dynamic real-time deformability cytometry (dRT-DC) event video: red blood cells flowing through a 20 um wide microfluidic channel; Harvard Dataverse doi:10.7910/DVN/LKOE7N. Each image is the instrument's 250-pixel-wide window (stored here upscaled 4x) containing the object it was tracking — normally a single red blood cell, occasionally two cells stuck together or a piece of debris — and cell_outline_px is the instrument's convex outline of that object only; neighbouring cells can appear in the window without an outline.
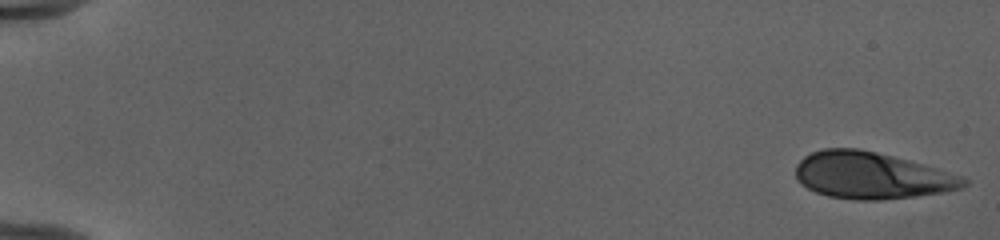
{"species": "human", "species_latin": "Homo sapiens", "temperature_condition": "cold", "stored_images_in_passage": 52, "camera_frame_rate_fps": 3000, "um_per_image_px": 0.085, "donor": {"sex": "female"}, "frame": {"image": 1, "passage_image": 1, "time_ms": 0.0, "image_size_px": [1000, 240], "cell_outline_px": [[968, 184], [964, 188], [944, 192], [916, 196], [884, 200], [856, 200], [828, 196], [816, 192], [800, 184], [796, 180], [796, 164], [804, 156], [812, 152], [824, 148], [856, 148], [876, 152], [908, 160], [964, 176], [968, 180]], "centroid_in_image_um": [74.09, 14.92], "position_along_channel_um": 10.9, "area_um2": 45.95}}
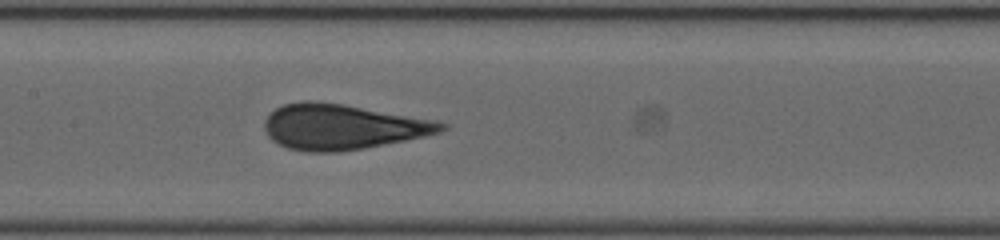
{"frame": {"image": 2, "passage_image": 27, "time_ms": 8.667, "image_size_px": [1000, 240], "cell_outline_px": [[448, 128], [440, 132], [424, 136], [364, 148], [340, 152], [308, 152], [288, 148], [272, 140], [268, 136], [264, 128], [264, 120], [276, 108], [284, 104], [304, 100], [312, 100], [344, 104], [440, 120], [448, 124]], "centroid_in_image_um": [29.13, 10.77], "position_along_channel_um": 178.3, "area_um2": 46.99}}
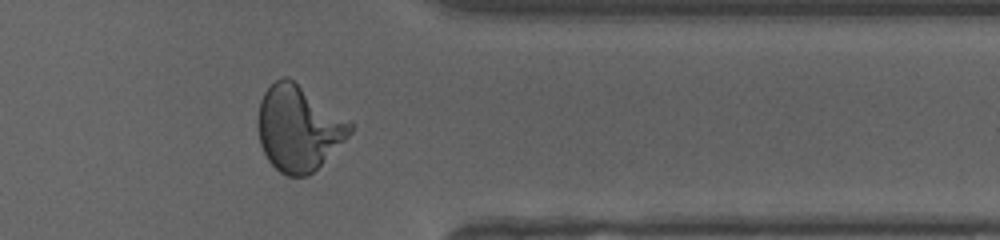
{"frame": {"image": 3, "passage_image": 43, "time_ms": 14.0, "image_size_px": [1000, 240], "cell_outline_px": [[352, 132], [308, 176], [288, 176], [280, 172], [268, 160], [260, 144], [256, 124], [256, 120], [260, 100], [264, 92], [276, 80], [284, 76], [288, 76], [352, 120]], "centroid_in_image_um": [25.36, 10.86], "position_along_channel_um": 386.0, "area_um2": 46.07}, "authors_computed_cell_mechanics": {"area_um2": 45.951, "velocity_mm_per_s": 4.0005, "shape_relaxation_time_tau1_ms": 4.6119, "shape_relaxation_time_tau2_ms": null, "deformation_change_tau1": 0.2049, "deformation_change_tau2": null}}